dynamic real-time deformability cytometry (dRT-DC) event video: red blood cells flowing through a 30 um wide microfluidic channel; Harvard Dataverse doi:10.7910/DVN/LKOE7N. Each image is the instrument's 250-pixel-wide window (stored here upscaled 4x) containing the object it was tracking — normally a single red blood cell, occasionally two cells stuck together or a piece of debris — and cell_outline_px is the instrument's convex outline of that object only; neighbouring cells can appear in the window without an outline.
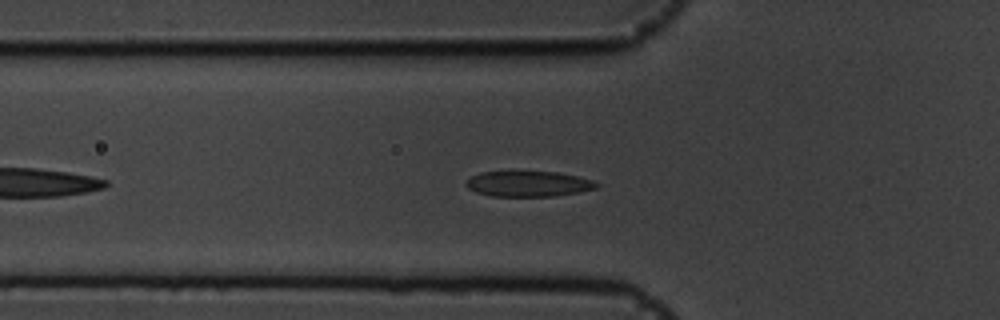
{"species": "common noctule bat (a hibernating species)", "species_latin": "Nyctalus noctula", "temperature_condition": "cold", "stored_images_in_passage": 46, "camera_frame_rate_fps": 3000, "um_per_image_px": 0.085, "animal": {"sex": "male", "body_mass_g": 19.5, "forearm_length_mm": 54.6}, "frame": {"image": 1, "passage_image": 8, "time_ms": 2.333, "image_size_px": [1000, 320], "cell_outline_px": [[600, 184], [596, 188], [580, 192], [556, 196], [492, 196], [476, 192], [468, 188], [464, 184], [472, 176], [480, 172], [556, 172], [576, 176], [592, 180]], "centroid_in_image_um": [44.92, 15.63], "position_along_channel_um": 80.9, "area_um2": 19.25}}
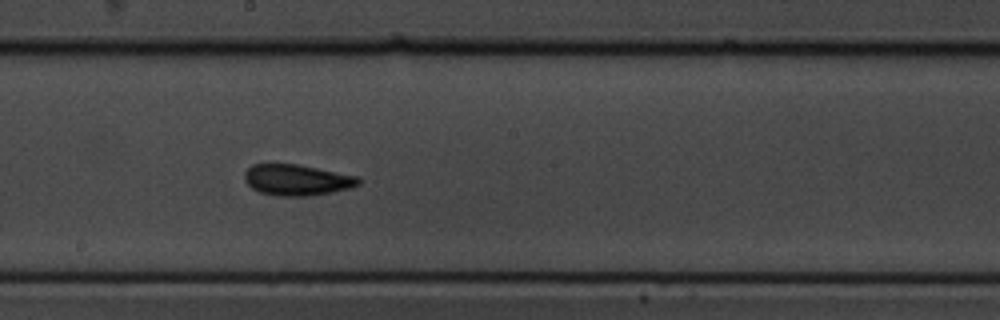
{"frame": {"image": 2, "passage_image": 20, "time_ms": 6.333, "image_size_px": [1000, 320], "cell_outline_px": [[364, 180], [360, 184], [352, 188], [312, 196], [276, 196], [260, 192], [252, 188], [244, 180], [244, 172], [252, 164], [296, 164], [360, 176]], "centroid_in_image_um": [25.29, 15.3], "position_along_channel_um": 222.9, "area_um2": 20.92}}
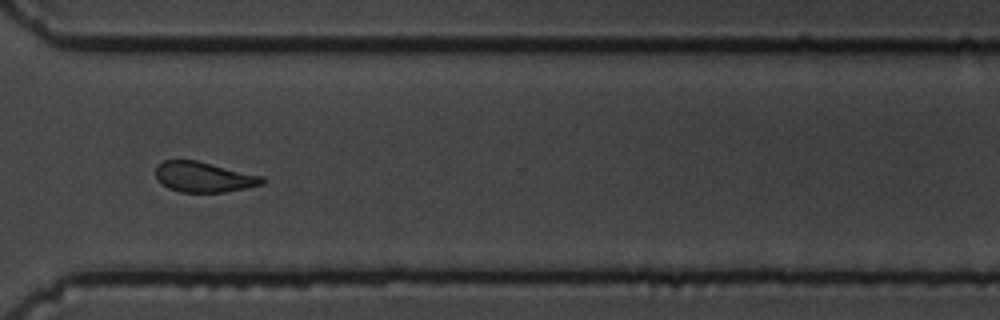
{"frame": {"image": 3, "passage_image": 31, "time_ms": 10.0, "image_size_px": [1000, 320], "cell_outline_px": [[264, 184], [248, 188], [224, 192], [180, 192], [168, 188], [156, 176], [156, 168], [164, 160], [196, 160], [264, 176]], "centroid_in_image_um": [17.37, 15.05], "position_along_channel_um": 353.2, "area_um2": 18.73}, "authors_computed_cell_mechanics": {"area_um2": 19.6809, "velocity_mm_per_s": 3.5533, "shape_relaxation_time_tau1_ms": 2.4873, "shape_relaxation_time_tau2_ms": 1.9615, "deformation_change_tau1": 0.0995, "deformation_change_tau2": 0.0896}}